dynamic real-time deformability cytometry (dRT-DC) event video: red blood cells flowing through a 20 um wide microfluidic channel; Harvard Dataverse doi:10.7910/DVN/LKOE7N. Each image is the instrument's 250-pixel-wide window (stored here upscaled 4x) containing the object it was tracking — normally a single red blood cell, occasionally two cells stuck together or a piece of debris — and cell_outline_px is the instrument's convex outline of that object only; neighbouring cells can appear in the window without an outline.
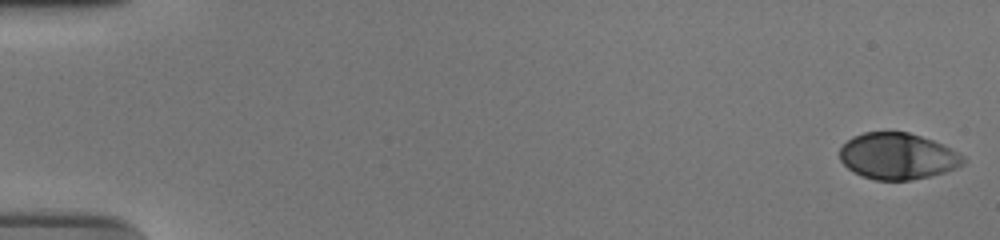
{"species": "human", "species_latin": "Homo sapiens", "temperature_condition": "cold", "stored_images_in_passage": 55, "camera_frame_rate_fps": 3000, "um_per_image_px": 0.085, "donor": {"sex": "male"}, "frame": {"image": 1, "passage_image": 1, "time_ms": 0.0, "image_size_px": [1000, 240], "cell_outline_px": [[968, 160], [964, 164], [956, 168], [944, 172], [912, 180], [876, 180], [860, 176], [852, 172], [840, 160], [840, 148], [852, 136], [864, 132], [908, 132], [932, 140], [964, 156]], "centroid_in_image_um": [76.27, 13.28], "position_along_channel_um": 8.7, "area_um2": 33.29}}
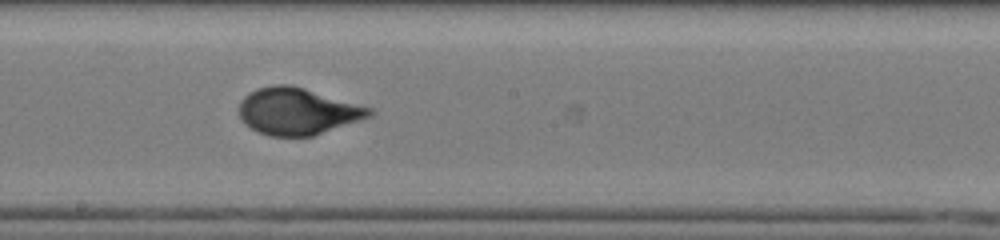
{"frame": {"image": 2, "passage_image": 32, "time_ms": 10.333, "image_size_px": [1000, 240], "cell_outline_px": [[376, 112], [372, 116], [312, 136], [272, 136], [260, 132], [244, 124], [240, 116], [240, 100], [244, 96], [256, 88], [272, 84], [288, 84], [304, 88], [372, 108]], "centroid_in_image_um": [25.28, 9.45], "position_along_channel_um": 222.9, "area_um2": 35.37}}
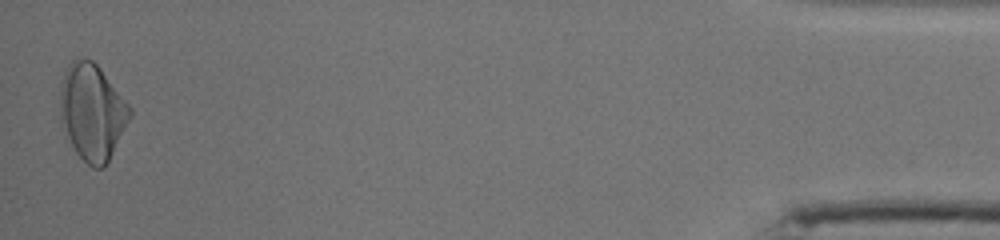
{"frame": {"image": 3, "passage_image": 55, "time_ms": 18.0, "image_size_px": [1000, 240], "cell_outline_px": [[132, 116], [104, 168], [92, 168], [76, 152], [60, 120], [60, 84], [64, 72], [68, 64], [72, 60], [84, 56], [92, 60], [100, 68], [132, 108]], "centroid_in_image_um": [7.83, 9.48], "position_along_channel_um": 427.4, "area_um2": 39.07}, "authors_computed_cell_mechanics": {"area_um2": 34.8534, "velocity_mm_per_s": 3.7328, "shape_relaxation_time_tau1_ms": 5.0125, "shape_relaxation_time_tau2_ms": null, "deformation_change_tau1": 0.1892, "deformation_change_tau2": null}}